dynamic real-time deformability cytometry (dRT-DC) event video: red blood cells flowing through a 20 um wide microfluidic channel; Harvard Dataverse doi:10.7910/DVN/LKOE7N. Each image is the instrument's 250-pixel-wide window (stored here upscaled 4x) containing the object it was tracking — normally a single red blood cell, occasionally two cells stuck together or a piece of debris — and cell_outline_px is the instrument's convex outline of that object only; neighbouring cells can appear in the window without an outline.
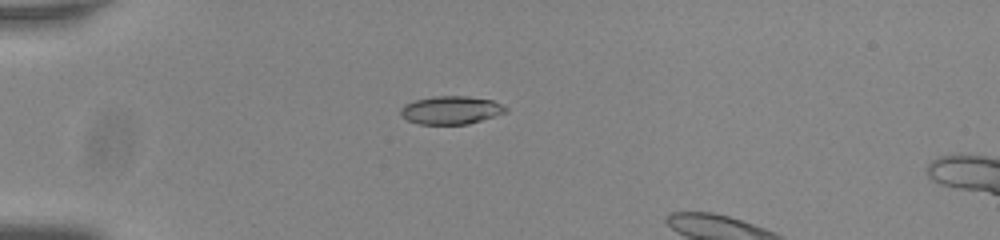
{"species": "common noctule bat (a hibernating species)", "species_latin": "Nyctalus noctula", "temperature_condition": "room temperature", "stored_images_in_passage": 38, "camera_frame_rate_fps": 3000, "um_per_image_px": 0.085, "animal": {"sex": "male", "body_mass_g": 20.0, "forearm_length_mm": 53.3}, "frame": {"image": 1, "passage_image": 3, "time_ms": 0.667, "image_size_px": [1000, 240], "cell_outline_px": [[508, 112], [468, 124], [420, 124], [408, 120], [400, 116], [400, 108], [404, 104], [416, 100], [436, 96], [468, 96], [492, 100], [508, 108]], "centroid_in_image_um": [38.33, 9.36], "position_along_channel_um": 46.7, "area_um2": 17.22}}
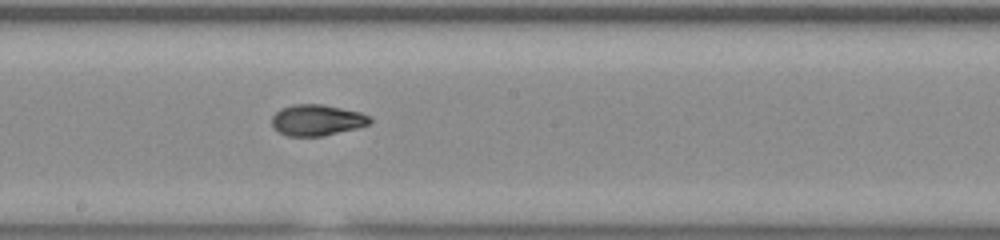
{"frame": {"image": 2, "passage_image": 19, "time_ms": 6.0, "image_size_px": [1000, 240], "cell_outline_px": [[372, 120], [368, 124], [356, 128], [324, 136], [288, 136], [272, 128], [272, 116], [280, 108], [292, 104], [320, 104], [360, 112], [368, 116]], "centroid_in_image_um": [26.89, 10.21], "position_along_channel_um": 221.3, "area_um2": 17.69}}
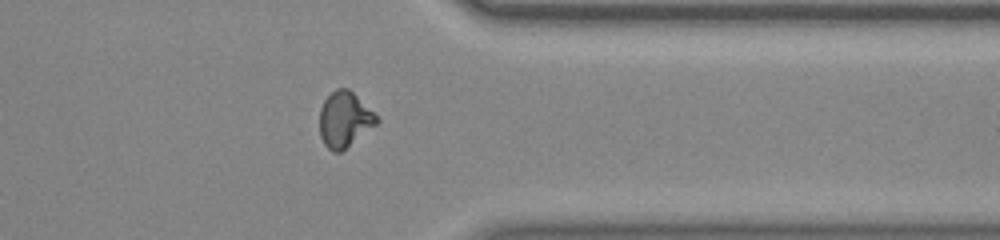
{"frame": {"image": 3, "passage_image": 32, "time_ms": 10.333, "image_size_px": [1000, 240], "cell_outline_px": [[380, 120], [376, 124], [340, 152], [332, 152], [324, 144], [320, 136], [320, 108], [324, 100], [336, 88], [348, 88]], "centroid_in_image_um": [29.24, 10.16], "position_along_channel_um": 382.2, "area_um2": 17.98}}